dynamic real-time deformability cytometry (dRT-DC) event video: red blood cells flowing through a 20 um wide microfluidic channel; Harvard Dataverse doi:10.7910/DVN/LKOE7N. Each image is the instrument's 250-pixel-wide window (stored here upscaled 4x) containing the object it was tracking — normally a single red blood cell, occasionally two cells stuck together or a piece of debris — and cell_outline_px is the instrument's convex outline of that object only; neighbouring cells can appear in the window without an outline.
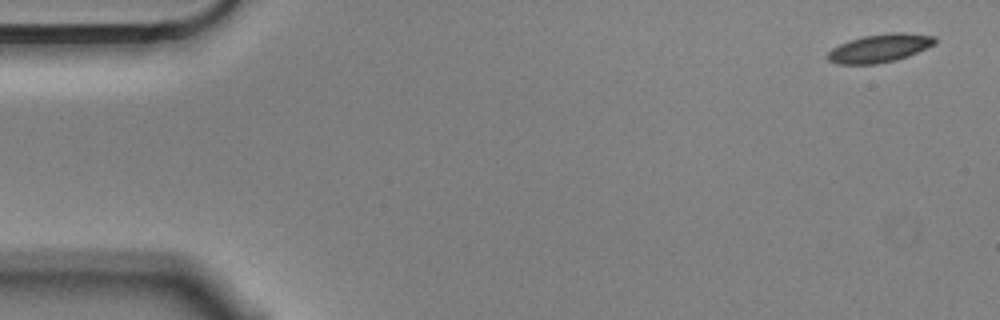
{"species": "Egyptian fruit bat (a non-hibernating species)", "species_latin": "Rousettus aegyptiacus", "temperature_condition": "cold", "stored_images_in_passage": 4, "camera_frame_rate_fps": 3000, "um_per_image_px": 0.085, "animal": {"sex": "male"}, "frame": {"image": 1, "passage_image": 1, "time_ms": 0.0, "image_size_px": [1000, 320], "cell_outline_px": [[936, 44], [908, 56], [896, 60], [876, 64], [836, 64], [828, 60], [828, 52], [832, 48], [848, 40], [864, 36], [888, 32], [904, 32], [936, 36]], "centroid_in_image_um": [74.79, 4.09], "position_along_channel_um": 10.2, "area_um2": 17.8}}
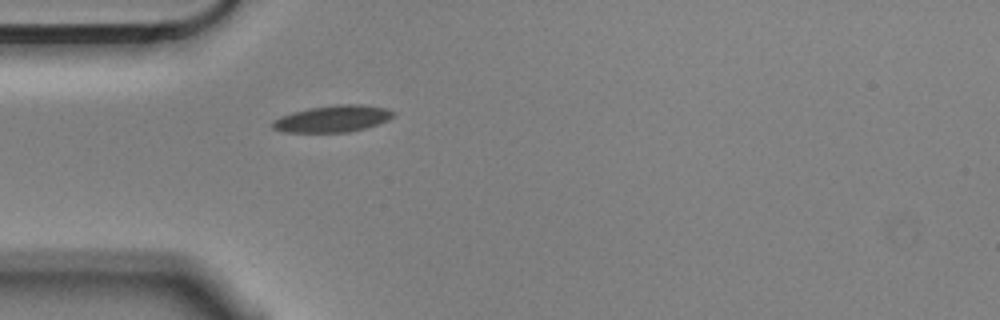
{"frame": {"image": 2, "passage_image": 4, "time_ms": 1.0, "image_size_px": [1000, 320], "cell_outline_px": [[396, 112], [388, 120], [364, 128], [348, 132], [280, 132], [272, 128], [272, 120], [280, 116], [292, 112], [308, 108], [336, 104], [360, 104], [388, 108]], "centroid_in_image_um": [28.25, 10.08], "position_along_channel_um": 56.8, "area_um2": 18.9}}